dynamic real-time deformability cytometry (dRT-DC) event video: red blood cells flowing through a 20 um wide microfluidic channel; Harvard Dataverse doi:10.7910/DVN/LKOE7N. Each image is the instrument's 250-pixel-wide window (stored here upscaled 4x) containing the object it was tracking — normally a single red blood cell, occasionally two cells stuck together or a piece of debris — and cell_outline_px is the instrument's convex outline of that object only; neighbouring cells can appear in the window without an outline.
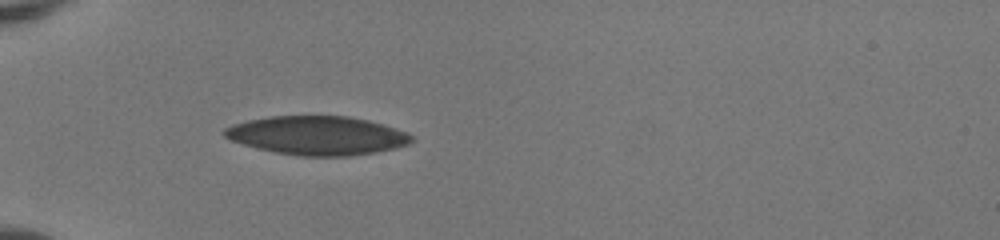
{"species": "human", "species_latin": "Homo sapiens", "temperature_condition": "room temperature", "stored_images_in_passage": 31, "camera_frame_rate_fps": 3000, "um_per_image_px": 0.085, "donor": {"sex": "female"}, "frame": {"image": 1, "passage_image": 1, "time_ms": 0.0, "image_size_px": [1000, 240], "cell_outline_px": [[412, 140], [408, 144], [396, 148], [348, 156], [300, 156], [276, 152], [256, 148], [232, 140], [224, 136], [220, 132], [224, 128], [232, 124], [248, 120], [272, 116], [348, 116], [368, 120], [408, 132], [412, 136]], "centroid_in_image_um": [26.94, 11.51], "position_along_channel_um": 58.1, "area_um2": 42.14}}
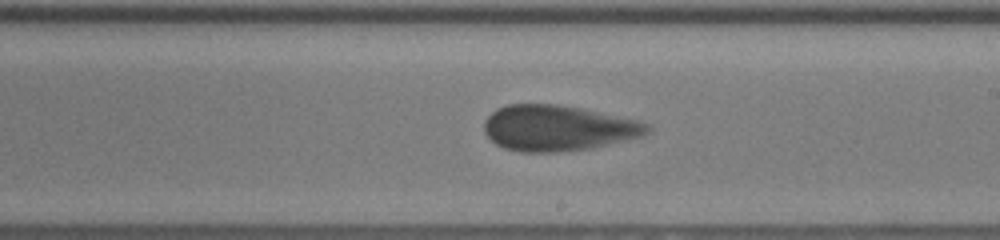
{"frame": {"image": 2, "passage_image": 16, "time_ms": 5.0, "image_size_px": [1000, 240], "cell_outline_px": [[652, 128], [648, 132], [640, 136], [592, 148], [556, 152], [520, 152], [504, 148], [496, 144], [484, 132], [484, 120], [496, 108], [508, 104], [556, 104], [580, 108], [636, 120], [652, 124]], "centroid_in_image_um": [47.39, 10.88], "position_along_channel_um": 241.6, "area_um2": 43.29}}
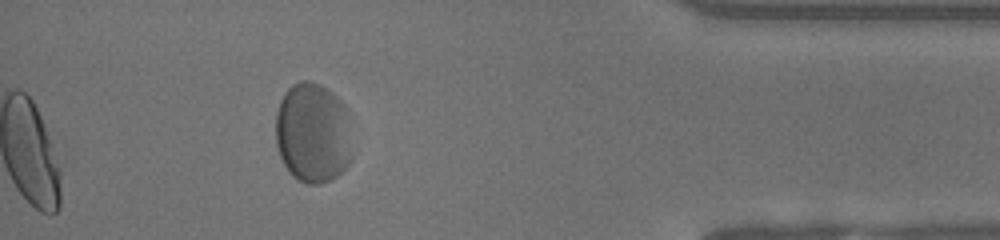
{"frame": {"image": 3, "passage_image": 31, "time_ms": 10.0, "image_size_px": [1000, 240], "cell_outline_px": [[352, 156], [348, 164], [336, 176], [320, 184], [304, 184], [292, 176], [288, 172], [280, 156], [276, 144], [276, 112], [280, 100], [284, 92], [292, 84], [300, 80], [308, 80], [320, 84], [328, 88], [348, 108]], "centroid_in_image_um": [26.59, 11.28], "position_along_channel_um": 408.6, "area_um2": 45.55}, "authors_computed_cell_mechanics": {"area_um2": 43.4656, "velocity_mm_per_s": 3.991, "shape_relaxation_time_tau1_ms": 2.5733, "shape_relaxation_time_tau2_ms": 0.8628, "deformation_change_tau1": 0.0796, "deformation_change_tau2": 0.0713}}